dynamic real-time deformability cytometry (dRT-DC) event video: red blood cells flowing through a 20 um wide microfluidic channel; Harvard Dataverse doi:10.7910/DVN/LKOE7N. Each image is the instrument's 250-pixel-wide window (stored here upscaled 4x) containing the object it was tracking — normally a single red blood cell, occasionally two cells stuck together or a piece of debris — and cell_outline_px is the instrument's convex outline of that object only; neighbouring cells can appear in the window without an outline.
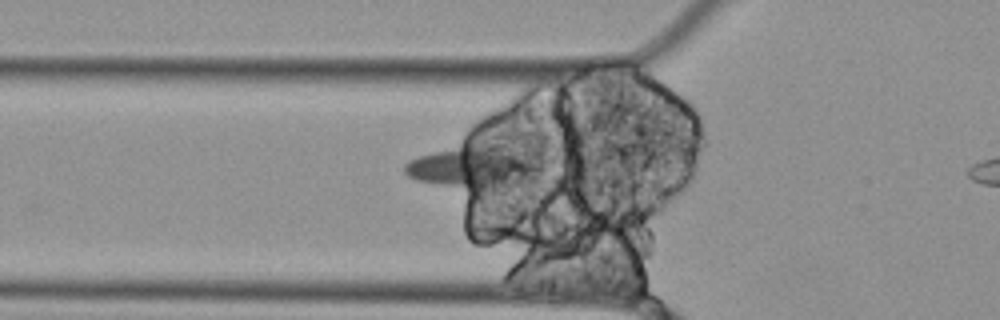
{"species": "Egyptian fruit bat (a non-hibernating species)", "species_latin": "Rousettus aegyptiacus", "temperature_condition": "cold", "stored_images_in_passage": 30, "camera_frame_rate_fps": 3000, "um_per_image_px": 0.085, "animal": {"sex": "female"}, "frame": {"image": 1, "passage_image": 3, "time_ms": 0.667, "image_size_px": [1000, 320], "cell_outline_px": [[540, 172], [504, 184], [468, 188], [416, 180], [408, 176], [404, 172], [404, 164], [408, 160], [464, 140], [492, 144], [516, 152], [536, 168]], "centroid_in_image_um": [39.92, 14.08], "position_along_channel_um": 85.9, "area_um2": 31.33}}
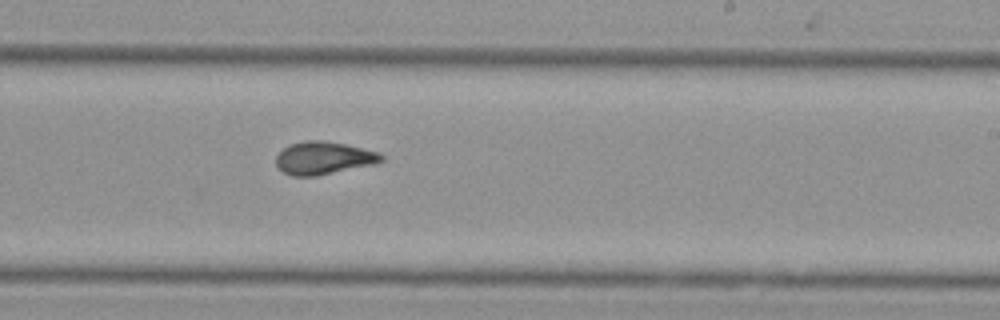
{"frame": {"image": 2, "passage_image": 18, "time_ms": 5.667, "image_size_px": [1000, 320], "cell_outline_px": [[384, 160], [376, 164], [316, 176], [292, 176], [284, 172], [276, 164], [276, 156], [288, 144], [304, 140], [324, 140], [344, 144], [380, 152], [384, 156]], "centroid_in_image_um": [27.53, 13.42], "position_along_channel_um": 261.5, "area_um2": 20.23}}
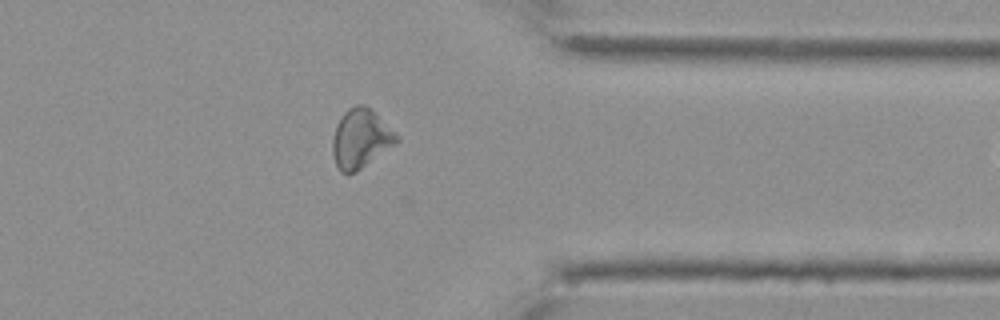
{"frame": {"image": 3, "passage_image": 29, "time_ms": 9.333, "image_size_px": [1000, 320], "cell_outline_px": [[400, 140], [356, 172], [340, 172], [336, 164], [332, 152], [332, 140], [336, 124], [344, 112], [348, 108], [356, 104], [364, 104], [372, 108], [400, 136]], "centroid_in_image_um": [30.67, 11.74], "position_along_channel_um": 380.7, "area_um2": 22.14}}